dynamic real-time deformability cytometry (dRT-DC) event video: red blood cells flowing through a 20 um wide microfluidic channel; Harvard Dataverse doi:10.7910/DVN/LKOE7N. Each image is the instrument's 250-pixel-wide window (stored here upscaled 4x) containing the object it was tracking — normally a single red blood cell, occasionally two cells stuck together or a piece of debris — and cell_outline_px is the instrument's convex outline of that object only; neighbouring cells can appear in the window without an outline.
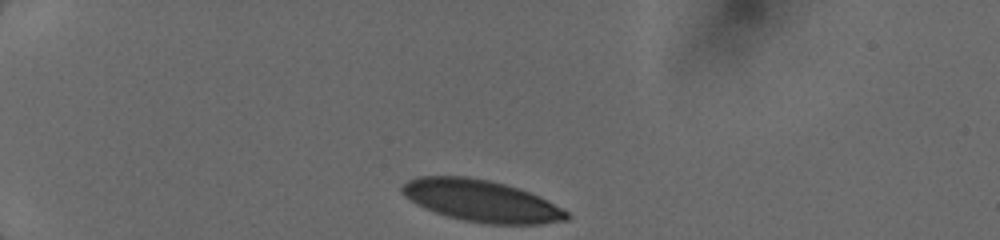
{"species": "human", "species_latin": "Homo sapiens", "temperature_condition": "cold", "stored_images_in_passage": 32, "camera_frame_rate_fps": 3000, "um_per_image_px": 0.085, "donor": {"sex": "female"}, "frame": {"image": 1, "passage_image": 1, "time_ms": 0.0, "image_size_px": [1000, 240], "cell_outline_px": [[568, 220], [540, 224], [488, 224], [464, 220], [448, 216], [424, 208], [416, 204], [404, 196], [400, 192], [400, 188], [408, 180], [416, 176], [468, 176], [488, 180], [504, 184], [540, 196], [568, 212]], "centroid_in_image_um": [40.87, 17.07], "position_along_channel_um": 44.1, "area_um2": 39.88}}
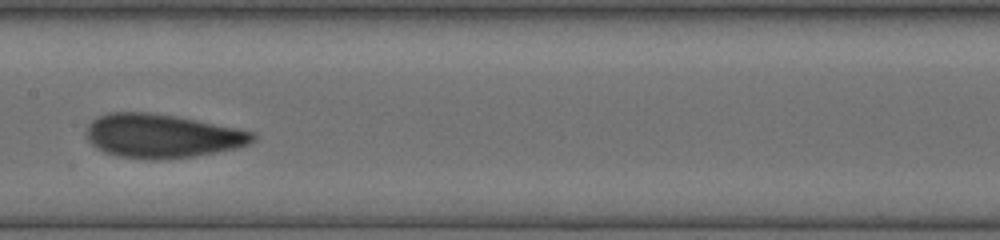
{"frame": {"image": 2, "passage_image": 21, "time_ms": 5.0, "image_size_px": [1000, 240], "cell_outline_px": [[256, 140], [248, 144], [236, 148], [216, 152], [192, 156], [156, 160], [148, 160], [120, 156], [104, 152], [96, 148], [88, 140], [84, 132], [88, 124], [92, 120], [108, 112], [148, 112], [176, 116], [236, 128], [252, 132], [256, 136]], "centroid_in_image_um": [13.73, 11.55], "position_along_channel_um": 193.7, "area_um2": 42.43}}
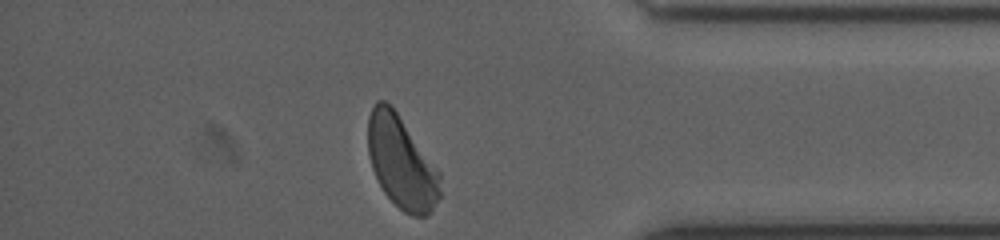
{"frame": {"image": 3, "passage_image": 32, "time_ms": 10.333, "image_size_px": [1000, 240], "cell_outline_px": [[440, 196], [428, 216], [412, 216], [404, 212], [384, 192], [372, 168], [368, 152], [368, 116], [376, 100], [384, 100], [392, 104], [440, 172]], "centroid_in_image_um": [34.12, 13.77], "position_along_channel_um": 401.1, "area_um2": 38.84}}